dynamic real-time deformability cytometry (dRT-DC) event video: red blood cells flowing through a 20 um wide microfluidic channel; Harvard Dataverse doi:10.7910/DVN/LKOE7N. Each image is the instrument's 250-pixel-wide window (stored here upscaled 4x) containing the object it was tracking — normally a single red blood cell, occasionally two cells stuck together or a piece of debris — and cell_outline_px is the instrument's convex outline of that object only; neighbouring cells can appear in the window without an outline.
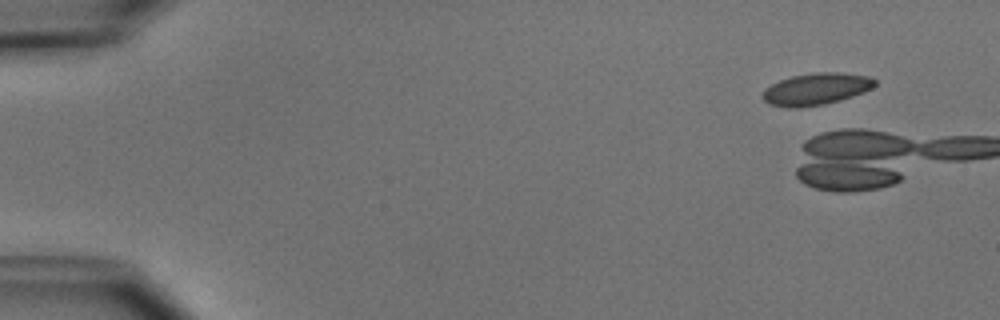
{"species": "common noctule bat (a hibernating species)", "species_latin": "Nyctalus noctula", "temperature_condition": "cold", "stored_images_in_passage": 5, "camera_frame_rate_fps": 3000, "um_per_image_px": 0.085, "animal": {"sex": "male", "body_mass_g": 15.6}, "frame": {"image": 1, "passage_image": 1, "time_ms": 0.0, "image_size_px": [1000, 320], "cell_outline_px": [[876, 84], [872, 88], [864, 92], [852, 96], [824, 104], [800, 108], [788, 108], [768, 104], [760, 96], [764, 88], [780, 80], [792, 76], [816, 72], [836, 72], [868, 76], [876, 80]], "centroid_in_image_um": [69.32, 7.57], "position_along_channel_um": 15.7, "area_um2": 20.92}}